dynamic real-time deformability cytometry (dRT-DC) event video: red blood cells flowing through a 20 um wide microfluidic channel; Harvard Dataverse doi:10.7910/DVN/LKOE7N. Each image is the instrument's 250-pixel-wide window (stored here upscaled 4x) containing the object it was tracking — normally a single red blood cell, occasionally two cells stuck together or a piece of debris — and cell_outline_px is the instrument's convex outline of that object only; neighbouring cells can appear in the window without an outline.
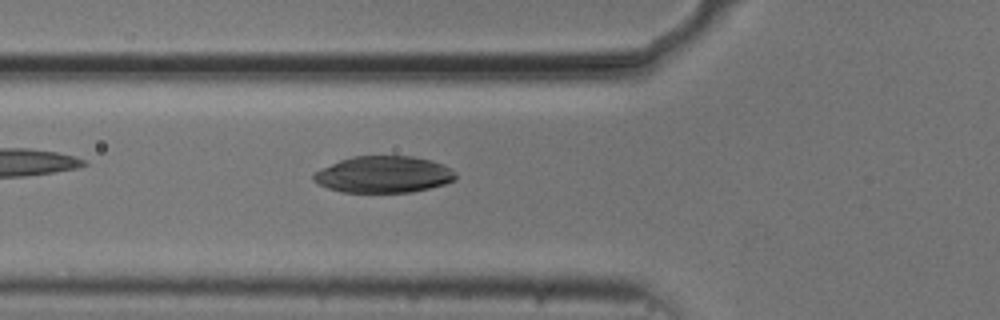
{"species": "common noctule bat (a hibernating species)", "species_latin": "Nyctalus noctula", "temperature_condition": "cold", "stored_images_in_passage": 46, "camera_frame_rate_fps": 3000, "um_per_image_px": 0.085, "animal": {"sex": "male", "body_mass_g": 20.5, "forearm_length_mm": 52.5}, "frame": {"image": 1, "passage_image": 11, "time_ms": 3.333, "image_size_px": [1000, 320], "cell_outline_px": [[456, 180], [444, 184], [412, 192], [340, 192], [328, 188], [312, 180], [312, 176], [316, 172], [340, 160], [352, 156], [412, 156], [432, 160], [444, 164], [456, 172]], "centroid_in_image_um": [32.64, 14.83], "position_along_channel_um": 93.2, "area_um2": 30.29}}
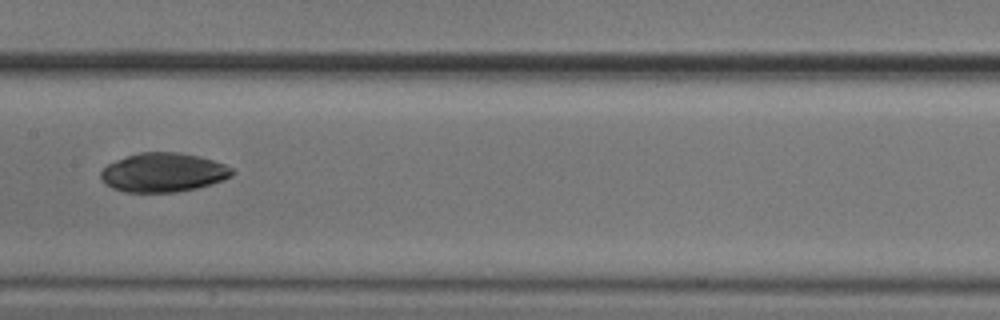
{"frame": {"image": 2, "passage_image": 19, "time_ms": 6.0, "image_size_px": [1000, 320], "cell_outline_px": [[236, 172], [232, 176], [224, 180], [212, 184], [196, 188], [176, 192], [124, 192], [112, 188], [104, 184], [100, 180], [100, 172], [108, 164], [116, 160], [140, 152], [180, 152], [200, 156], [224, 164], [232, 168]], "centroid_in_image_um": [13.88, 14.66], "position_along_channel_um": 193.5, "area_um2": 30.11}}
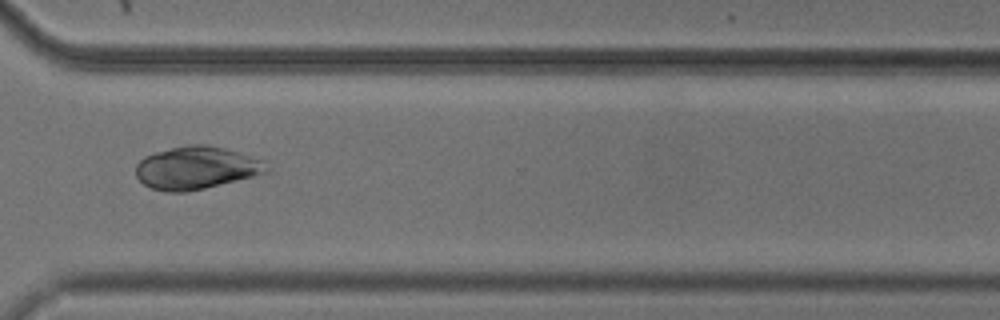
{"frame": {"image": 3, "passage_image": 32, "time_ms": 10.333, "image_size_px": [1000, 320], "cell_outline_px": [[272, 172], [204, 188], [184, 192], [164, 192], [152, 188], [144, 184], [136, 176], [136, 164], [144, 156], [156, 152], [188, 144], [208, 144], [224, 148], [260, 160]], "centroid_in_image_um": [16.66, 14.27], "position_along_channel_um": 353.9, "area_um2": 32.31}}